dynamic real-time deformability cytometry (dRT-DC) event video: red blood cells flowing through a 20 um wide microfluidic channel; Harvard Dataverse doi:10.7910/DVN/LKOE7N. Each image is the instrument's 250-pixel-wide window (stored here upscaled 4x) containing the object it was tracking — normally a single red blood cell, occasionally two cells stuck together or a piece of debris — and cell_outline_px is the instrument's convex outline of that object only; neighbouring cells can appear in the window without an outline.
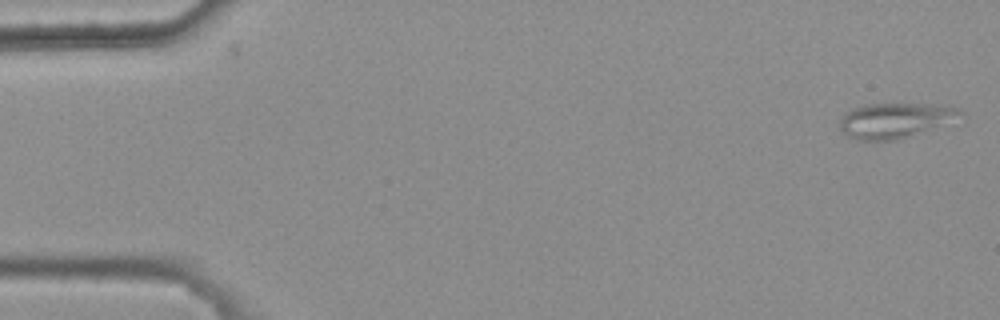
{"species": "common noctule bat (a hibernating species)", "species_latin": "Nyctalus noctula", "temperature_condition": "warm", "stored_images_in_passage": 4, "camera_frame_rate_fps": 3000, "um_per_image_px": 0.085, "animal": {"sex": "female", "body_mass_g": 25.1}, "frame": {"image": 1, "passage_image": 1, "time_ms": 0.0, "image_size_px": [1000, 320], "cell_outline_px": [[964, 112], [936, 124], [896, 140], [860, 140], [848, 136], [840, 128], [840, 120], [844, 112], [852, 108], [864, 104], [948, 104], [960, 108]], "centroid_in_image_um": [75.94, 10.19], "position_along_channel_um": 9.1, "area_um2": 23.64}}
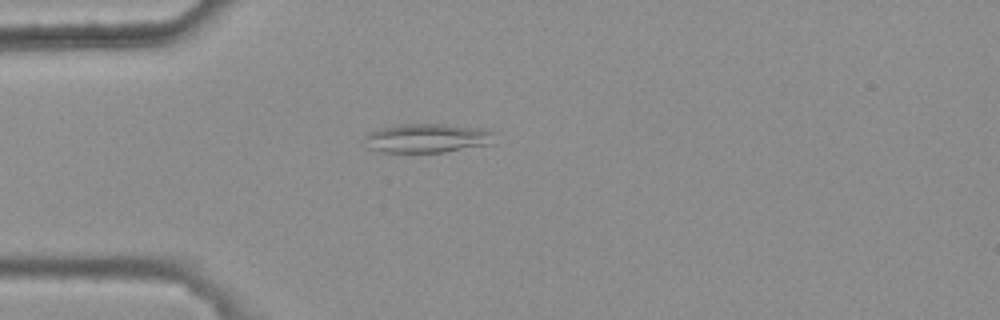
{"frame": {"image": 2, "passage_image": 3, "time_ms": 0.667, "image_size_px": [1000, 320], "cell_outline_px": [[496, 144], [444, 152], [380, 152], [368, 148], [364, 136], [368, 132], [380, 128], [400, 124], [440, 124], [488, 128], [496, 132]], "centroid_in_image_um": [36.42, 11.74], "position_along_channel_um": 48.6, "area_um2": 22.6}}